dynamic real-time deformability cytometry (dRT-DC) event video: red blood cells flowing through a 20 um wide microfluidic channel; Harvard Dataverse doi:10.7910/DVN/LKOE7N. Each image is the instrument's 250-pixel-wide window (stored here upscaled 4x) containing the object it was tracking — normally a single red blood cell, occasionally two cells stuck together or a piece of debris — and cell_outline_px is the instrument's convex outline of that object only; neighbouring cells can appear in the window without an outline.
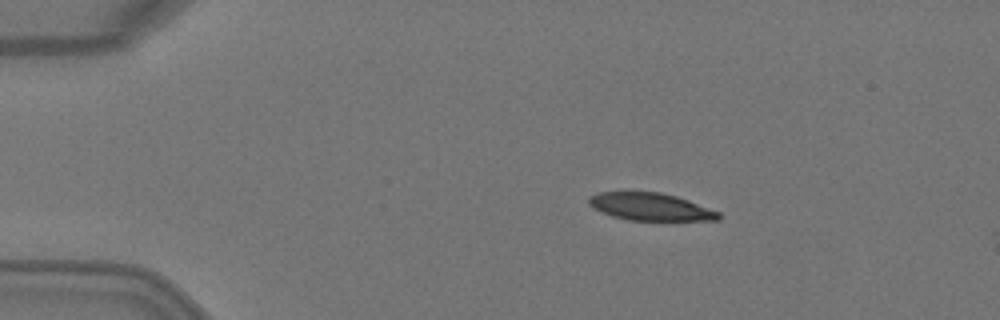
{"species": "Egyptian fruit bat (a non-hibernating species)", "species_latin": "Rousettus aegyptiacus", "temperature_condition": "warm", "stored_images_in_passage": 4, "camera_frame_rate_fps": 3000, "um_per_image_px": 0.085, "animal": {"sex": "female"}, "frame": {"image": 1, "passage_image": 1, "time_ms": 0.0, "image_size_px": [1000, 320], "cell_outline_px": [[724, 216], [720, 220], [628, 220], [612, 216], [600, 212], [592, 208], [588, 204], [588, 196], [596, 192], [660, 192], [676, 196], [688, 200], [720, 212]], "centroid_in_image_um": [55.27, 17.57], "position_along_channel_um": 29.7, "area_um2": 20.98}}
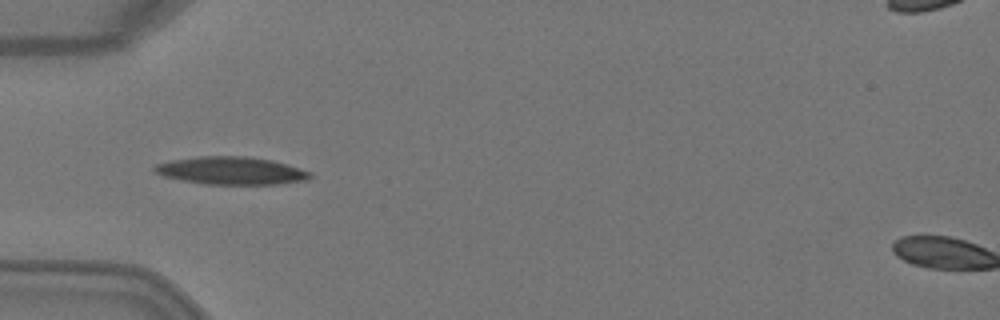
{"frame": {"image": 2, "passage_image": 3, "time_ms": 0.667, "image_size_px": [1000, 320], "cell_outline_px": [[312, 176], [308, 180], [280, 184], [204, 184], [164, 176], [156, 172], [152, 168], [156, 164], [172, 160], [200, 156], [244, 156], [272, 160], [312, 172]], "centroid_in_image_um": [19.68, 14.51], "position_along_channel_um": 65.3, "area_um2": 24.97}}
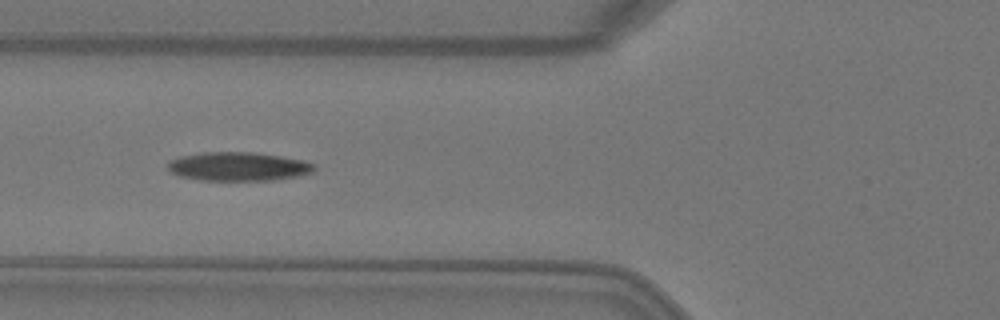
{"frame": {"image": 3, "passage_image": 4, "time_ms": 1.0, "image_size_px": [1000, 320], "cell_outline_px": [[316, 168], [312, 172], [300, 176], [272, 180], [200, 180], [180, 176], [172, 172], [168, 168], [168, 160], [180, 156], [204, 152], [252, 152], [280, 156], [304, 160], [316, 164]], "centroid_in_image_um": [20.28, 14.15], "position_along_channel_um": 105.5, "area_um2": 24.62}}